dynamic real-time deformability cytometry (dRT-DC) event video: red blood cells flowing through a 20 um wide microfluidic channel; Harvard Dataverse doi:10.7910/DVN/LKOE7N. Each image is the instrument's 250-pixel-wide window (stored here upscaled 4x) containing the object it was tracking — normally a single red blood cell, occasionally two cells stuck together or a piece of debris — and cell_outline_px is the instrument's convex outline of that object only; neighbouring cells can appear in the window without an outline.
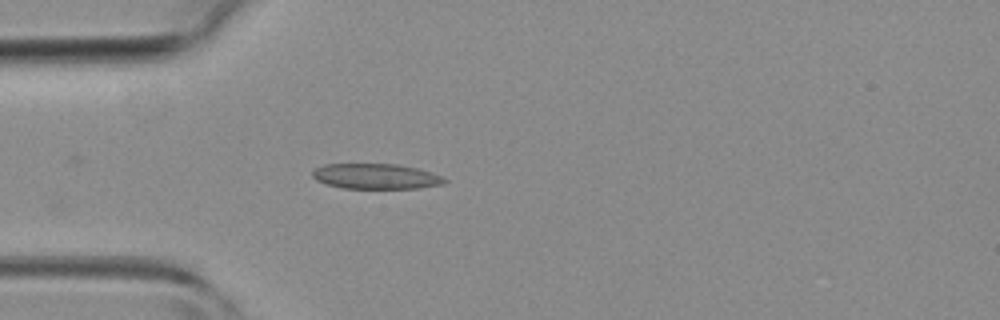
{"species": "common noctule bat (a hibernating species)", "species_latin": "Nyctalus noctula", "temperature_condition": "room temperature", "stored_images_in_passage": 3, "camera_frame_rate_fps": 3000, "um_per_image_px": 0.085, "animal": {"sex": "female", "body_mass_g": 19.3, "forearm_length_mm": 54.1}, "frame": {"image": 1, "passage_image": 3, "time_ms": 2.333, "image_size_px": [1000, 320], "cell_outline_px": [[448, 180], [444, 184], [420, 188], [344, 188], [328, 184], [316, 180], [312, 176], [312, 172], [316, 168], [324, 164], [396, 164], [416, 168], [432, 172], [444, 176]], "centroid_in_image_um": [32.0, 14.98], "position_along_channel_um": 53.0, "area_um2": 19.48}}